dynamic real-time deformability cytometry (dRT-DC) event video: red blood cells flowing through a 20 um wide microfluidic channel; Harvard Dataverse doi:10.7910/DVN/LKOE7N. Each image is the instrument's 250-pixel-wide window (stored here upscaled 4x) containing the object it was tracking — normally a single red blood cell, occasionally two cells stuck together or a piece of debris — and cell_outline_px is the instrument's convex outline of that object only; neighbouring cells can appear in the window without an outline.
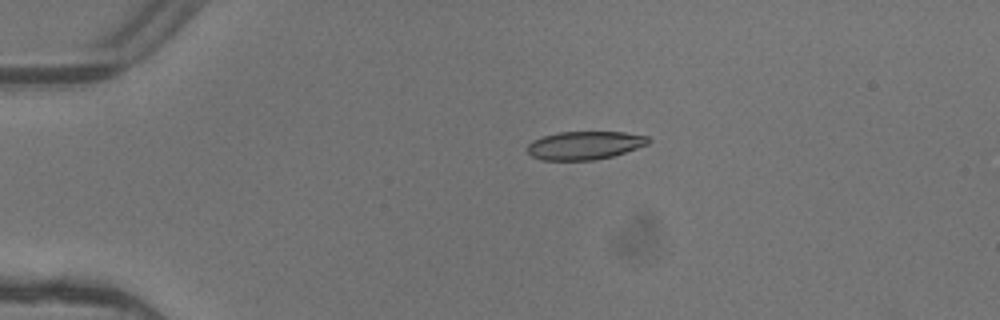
{"species": "common noctule bat (a hibernating species)", "species_latin": "Nyctalus noctula", "temperature_condition": "warm", "stored_images_in_passage": 2, "camera_frame_rate_fps": 3000, "um_per_image_px": 0.085, "animal": {"sex": "female"}, "frame": {"image": 1, "passage_image": 1, "time_ms": 0.0, "image_size_px": [1000, 320], "cell_outline_px": [[652, 140], [648, 144], [612, 156], [596, 160], [540, 160], [532, 156], [528, 152], [528, 144], [532, 140], [544, 136], [560, 132], [624, 132], [648, 136]], "centroid_in_image_um": [49.7, 12.35], "position_along_channel_um": 35.3, "area_um2": 19.88}}